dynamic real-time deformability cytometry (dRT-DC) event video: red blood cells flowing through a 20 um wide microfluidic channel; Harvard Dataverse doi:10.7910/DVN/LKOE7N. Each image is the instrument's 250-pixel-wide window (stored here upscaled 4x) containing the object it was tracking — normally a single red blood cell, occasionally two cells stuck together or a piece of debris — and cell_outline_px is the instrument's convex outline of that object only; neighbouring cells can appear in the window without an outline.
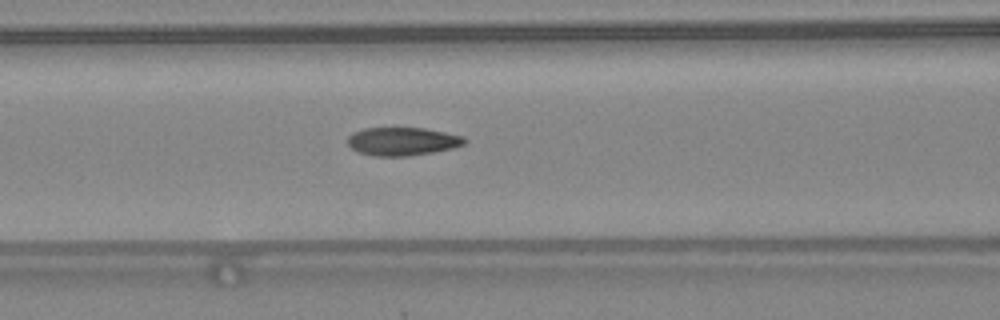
{"species": "common noctule bat (a hibernating species)", "species_latin": "Nyctalus noctula", "temperature_condition": "warm", "stored_images_in_passage": 32, "camera_frame_rate_fps": 3000, "um_per_image_px": 0.085, "animal": {"sex": "female", "body_mass_g": 24.6, "forearm_length_mm": 56.2}, "frame": {"image": 1, "passage_image": 10, "time_ms": 3.0, "image_size_px": [1000, 320], "cell_outline_px": [[468, 140], [464, 144], [452, 148], [432, 152], [408, 156], [372, 156], [360, 152], [352, 148], [348, 144], [348, 136], [352, 132], [364, 128], [424, 128], [464, 136]], "centroid_in_image_um": [34.2, 12.01], "position_along_channel_um": 132.4, "area_um2": 19.19}}